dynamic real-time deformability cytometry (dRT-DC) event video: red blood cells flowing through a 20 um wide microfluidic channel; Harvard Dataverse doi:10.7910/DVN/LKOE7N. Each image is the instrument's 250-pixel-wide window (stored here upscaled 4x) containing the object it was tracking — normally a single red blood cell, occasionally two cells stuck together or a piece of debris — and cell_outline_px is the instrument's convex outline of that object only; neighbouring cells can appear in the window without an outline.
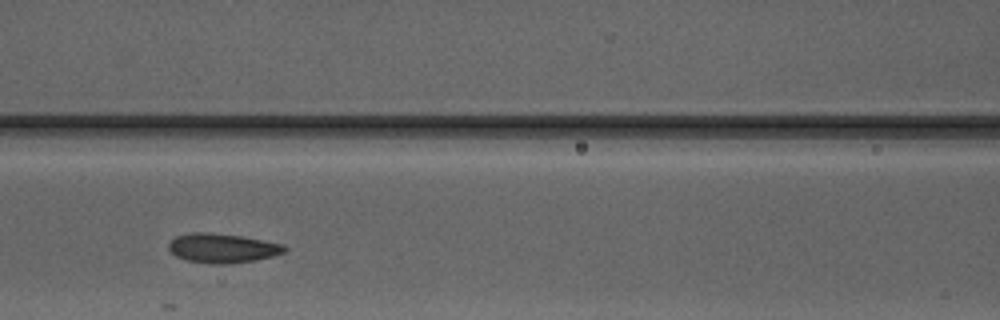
{"species": "Egyptian fruit bat (a non-hibernating species)", "species_latin": "Rousettus aegyptiacus", "temperature_condition": "warm", "stored_images_in_passage": 6, "camera_frame_rate_fps": 3000, "um_per_image_px": 0.085, "animal": {"sex": "male"}, "frame": {"image": 1, "passage_image": 5, "time_ms": 4.667, "image_size_px": [1000, 320], "cell_outline_px": [[288, 248], [284, 252], [272, 256], [256, 260], [224, 264], [212, 264], [188, 260], [176, 256], [168, 248], [168, 244], [176, 236], [192, 232], [208, 232], [240, 236], [264, 240], [284, 244]], "centroid_in_image_um": [18.92, 21.08], "position_along_channel_um": 147.7, "area_um2": 19.71}}
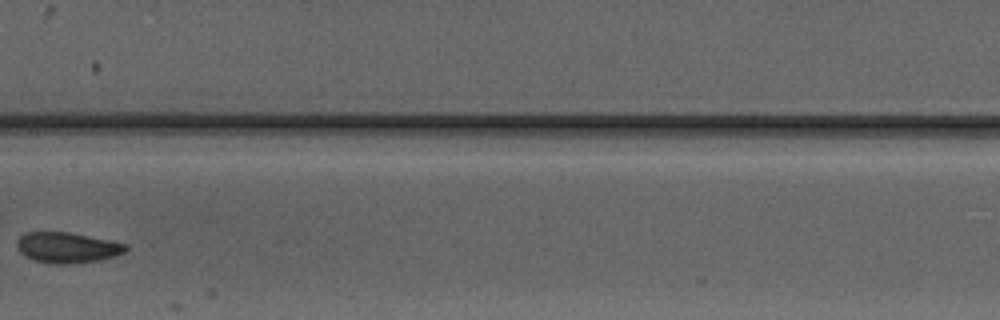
{"frame": {"image": 2, "passage_image": 6, "time_ms": 6.0, "image_size_px": [1000, 320], "cell_outline_px": [[128, 248], [124, 252], [116, 256], [100, 260], [68, 264], [52, 264], [36, 260], [20, 252], [16, 248], [16, 240], [24, 232], [68, 232], [128, 244]], "centroid_in_image_um": [5.71, 21.04], "position_along_channel_um": 201.7, "area_um2": 19.36}}